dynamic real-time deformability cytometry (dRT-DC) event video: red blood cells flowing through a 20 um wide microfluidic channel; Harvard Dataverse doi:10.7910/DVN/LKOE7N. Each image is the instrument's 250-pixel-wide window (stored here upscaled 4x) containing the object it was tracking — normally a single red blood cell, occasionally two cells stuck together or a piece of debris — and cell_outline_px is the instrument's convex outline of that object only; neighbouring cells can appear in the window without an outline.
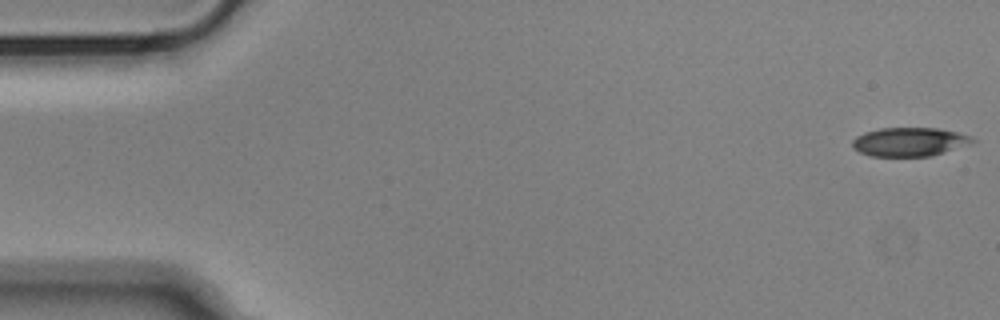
{"species": "Egyptian fruit bat (a non-hibernating species)", "species_latin": "Rousettus aegyptiacus", "temperature_condition": "cold", "stored_images_in_passage": 54, "camera_frame_rate_fps": 3000, "um_per_image_px": 0.085, "animal": {"sex": "male"}, "frame": {"image": 1, "passage_image": 1, "time_ms": 0.0, "image_size_px": [1000, 320], "cell_outline_px": [[976, 140], [932, 156], [872, 156], [860, 152], [852, 148], [852, 140], [856, 136], [864, 132], [880, 128], [940, 128], [972, 136]], "centroid_in_image_um": [77.24, 12.05], "position_along_channel_um": 7.8, "area_um2": 19.94}}
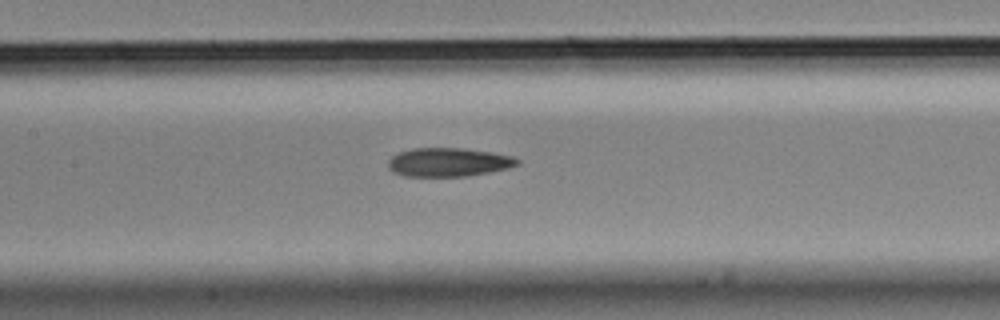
{"frame": {"image": 2, "passage_image": 25, "time_ms": 8.0, "image_size_px": [1000, 320], "cell_outline_px": [[520, 164], [508, 168], [488, 172], [464, 176], [404, 176], [392, 172], [388, 168], [388, 160], [392, 156], [400, 152], [412, 148], [464, 148], [492, 152], [512, 156], [520, 160]], "centroid_in_image_um": [38.11, 13.78], "position_along_channel_um": 169.3, "area_um2": 21.62}}
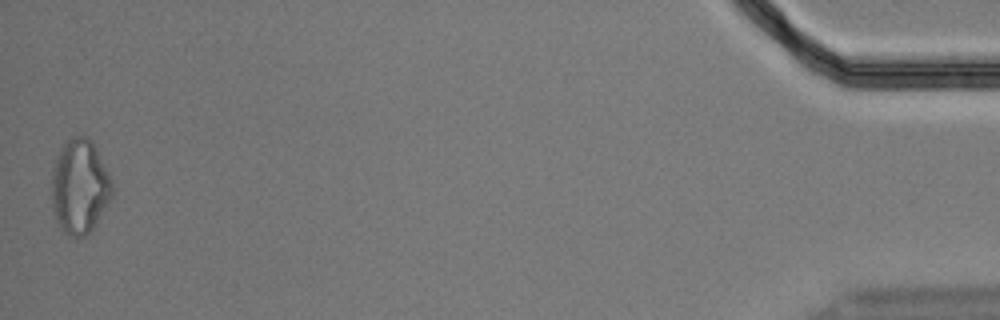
{"frame": {"image": 3, "passage_image": 54, "time_ms": 17.667, "image_size_px": [1000, 320], "cell_outline_px": [[112, 196], [92, 228], [84, 236], [76, 240], [68, 236], [60, 228], [56, 220], [52, 204], [52, 172], [60, 148], [68, 140], [76, 136], [84, 136], [92, 140], [96, 148], [112, 184]], "centroid_in_image_um": [6.75, 15.89], "position_along_channel_um": 428.5, "area_um2": 32.83}, "authors_computed_cell_mechanics": {"area_um2": 22.0796, "velocity_mm_per_s": 3.6501, "shape_relaxation_time_tau1_ms": 4.8451, "shape_relaxation_time_tau2_ms": 6.0133, "deformation_change_tau1": 0.1513, "deformation_change_tau2": 0.1705}}